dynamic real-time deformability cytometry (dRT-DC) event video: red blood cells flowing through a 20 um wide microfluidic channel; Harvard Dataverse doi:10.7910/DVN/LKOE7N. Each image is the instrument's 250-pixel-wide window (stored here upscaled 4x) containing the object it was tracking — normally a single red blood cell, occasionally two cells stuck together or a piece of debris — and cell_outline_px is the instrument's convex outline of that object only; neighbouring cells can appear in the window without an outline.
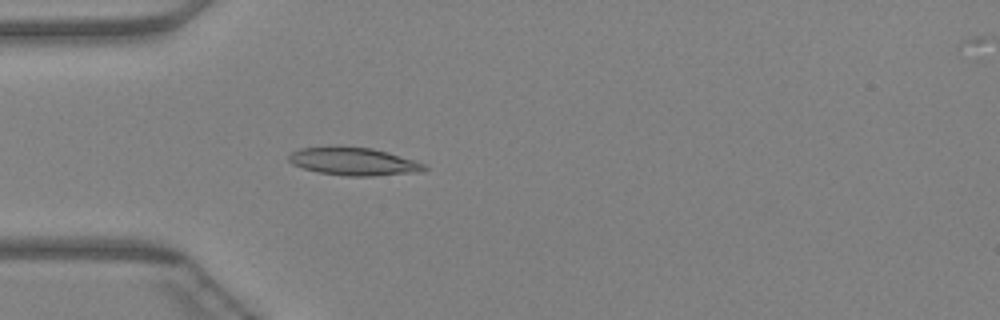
{"species": "Egyptian fruit bat (a non-hibernating species)", "species_latin": "Rousettus aegyptiacus", "temperature_condition": "warm", "stored_images_in_passage": 46, "camera_frame_rate_fps": 3000, "um_per_image_px": 0.085, "animal": {"sex": "female"}, "frame": {"image": 1, "passage_image": 14, "time_ms": 4.333, "image_size_px": [1000, 320], "cell_outline_px": [[428, 168], [424, 172], [372, 176], [344, 176], [320, 172], [304, 168], [292, 164], [288, 160], [288, 156], [292, 152], [300, 148], [336, 144], [372, 148], [388, 152], [424, 164]], "centroid_in_image_um": [30.03, 13.7], "position_along_channel_um": 55.0, "area_um2": 22.48}}
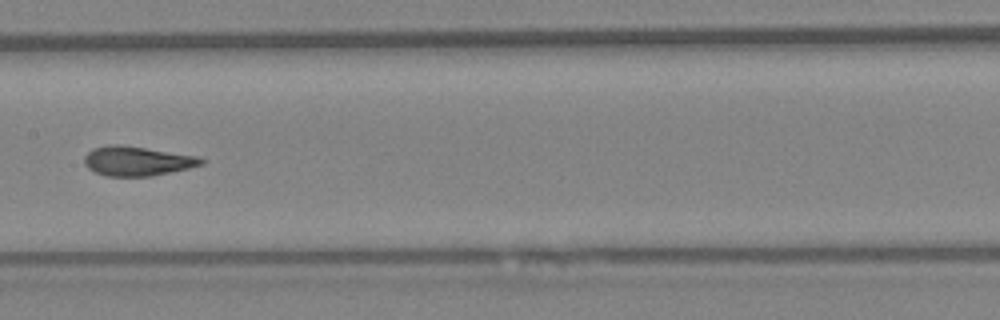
{"frame": {"image": 2, "passage_image": 24, "time_ms": 7.667, "image_size_px": [1000, 320], "cell_outline_px": [[204, 164], [188, 168], [152, 176], [108, 176], [96, 172], [88, 168], [84, 164], [84, 156], [92, 148], [108, 144], [120, 144], [196, 156], [204, 160]], "centroid_in_image_um": [11.61, 13.68], "position_along_channel_um": 195.8, "area_um2": 19.94}}
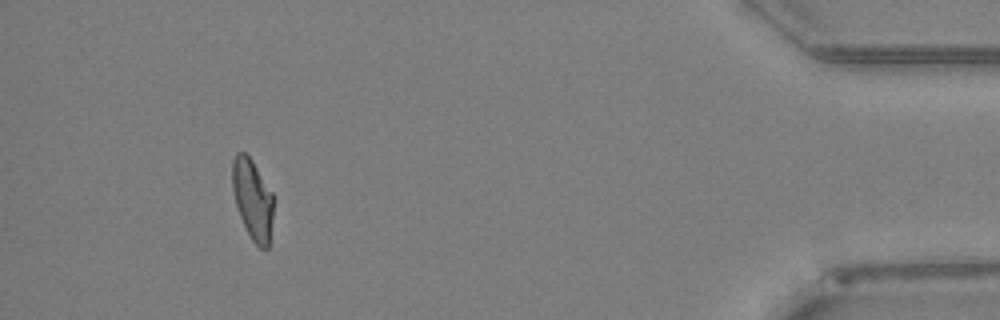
{"frame": {"image": 3, "passage_image": 43, "time_ms": 14.0, "image_size_px": [1000, 320], "cell_outline_px": [[272, 220], [268, 248], [260, 248], [252, 240], [240, 216], [236, 204], [232, 188], [232, 160], [236, 152], [244, 152], [252, 160], [272, 192]], "centroid_in_image_um": [21.45, 16.91], "position_along_channel_um": 413.7, "area_um2": 18.96}}